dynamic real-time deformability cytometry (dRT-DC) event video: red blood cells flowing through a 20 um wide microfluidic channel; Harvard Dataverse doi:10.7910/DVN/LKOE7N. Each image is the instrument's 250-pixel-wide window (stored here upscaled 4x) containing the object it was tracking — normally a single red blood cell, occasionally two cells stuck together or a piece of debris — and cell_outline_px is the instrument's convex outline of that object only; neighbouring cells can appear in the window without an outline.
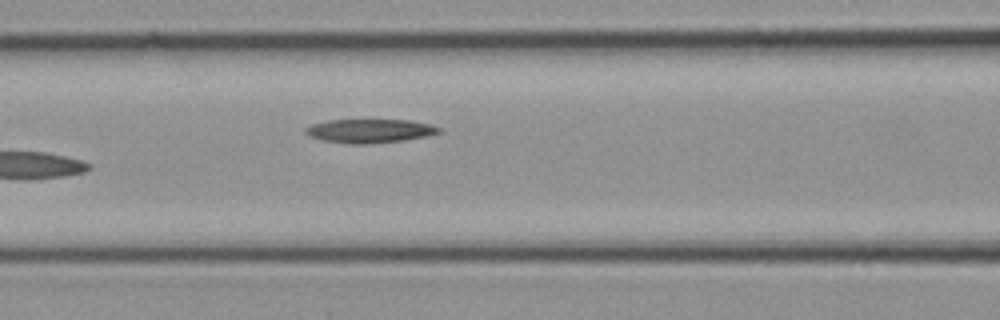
{"species": "common noctule bat (a hibernating species)", "species_latin": "Nyctalus noctula", "temperature_condition": "cold", "stored_images_in_passage": 12, "camera_frame_rate_fps": 3000, "um_per_image_px": 0.085, "animal": {"sex": "female", "body_mass_g": 21.9}, "frame": {"image": 1, "passage_image": 12, "time_ms": 3.667, "image_size_px": [1000, 320], "cell_outline_px": [[440, 132], [424, 136], [404, 140], [368, 144], [352, 144], [320, 140], [308, 136], [304, 132], [304, 128], [312, 124], [328, 120], [408, 120], [428, 124], [440, 128]], "centroid_in_image_um": [31.34, 11.13], "position_along_channel_um": 135.3, "area_um2": 18.38}}